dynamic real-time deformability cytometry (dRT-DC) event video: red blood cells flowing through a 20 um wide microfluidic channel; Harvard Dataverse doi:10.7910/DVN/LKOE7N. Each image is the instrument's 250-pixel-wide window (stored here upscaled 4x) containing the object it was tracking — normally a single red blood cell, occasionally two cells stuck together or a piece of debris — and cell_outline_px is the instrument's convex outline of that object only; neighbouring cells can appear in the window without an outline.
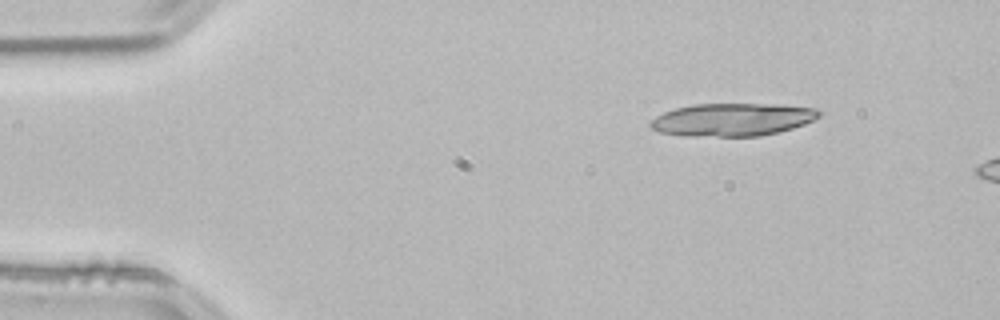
{"species": "common noctule bat (a hibernating species)", "species_latin": "Nyctalus noctula", "temperature_condition": "room temperature", "stored_images_in_passage": 6, "camera_frame_rate_fps": 3000, "um_per_image_px": 0.085, "animal": {"sex": "male", "body_mass_g": 21.5, "forearm_length_mm": 52.0}, "frame": {"image": 1, "passage_image": 1, "time_ms": 0.0, "image_size_px": [1000, 320], "cell_outline_px": [[824, 112], [820, 116], [804, 124], [780, 132], [760, 136], [680, 136], [660, 132], [652, 128], [648, 124], [656, 116], [664, 112], [676, 108], [692, 104], [780, 104], [820, 108]], "centroid_in_image_um": [62.3, 10.16], "position_along_channel_um": 22.7, "area_um2": 32.6}}